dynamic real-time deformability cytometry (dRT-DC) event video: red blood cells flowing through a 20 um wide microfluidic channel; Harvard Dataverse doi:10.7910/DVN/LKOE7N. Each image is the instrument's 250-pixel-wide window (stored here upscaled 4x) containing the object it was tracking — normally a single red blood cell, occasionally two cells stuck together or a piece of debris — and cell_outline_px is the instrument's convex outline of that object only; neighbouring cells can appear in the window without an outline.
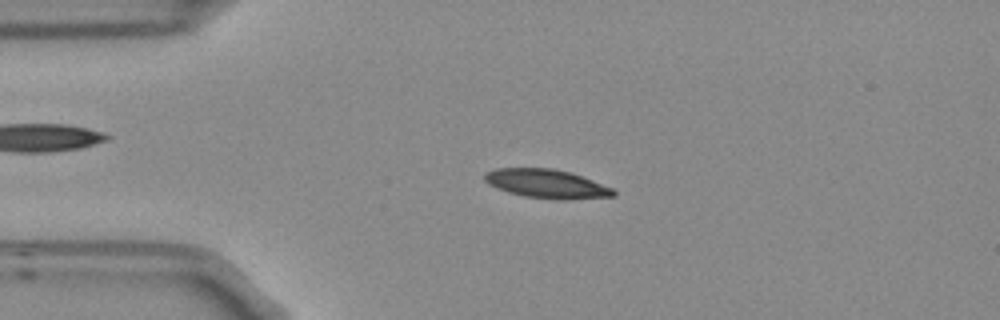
{"species": "Egyptian fruit bat (a non-hibernating species)", "species_latin": "Rousettus aegyptiacus", "temperature_condition": "room temperature", "stored_images_in_passage": 4, "camera_frame_rate_fps": 3000, "um_per_image_px": 0.085, "frame": {"image": 1, "passage_image": 3, "time_ms": 0.667, "image_size_px": [1000, 320], "cell_outline_px": [[616, 196], [560, 200], [524, 196], [508, 192], [496, 188], [488, 184], [484, 180], [484, 172], [496, 168], [552, 168], [568, 172], [580, 176], [612, 188], [616, 192]], "centroid_in_image_um": [46.41, 15.62], "position_along_channel_um": 38.6, "area_um2": 21.5}}